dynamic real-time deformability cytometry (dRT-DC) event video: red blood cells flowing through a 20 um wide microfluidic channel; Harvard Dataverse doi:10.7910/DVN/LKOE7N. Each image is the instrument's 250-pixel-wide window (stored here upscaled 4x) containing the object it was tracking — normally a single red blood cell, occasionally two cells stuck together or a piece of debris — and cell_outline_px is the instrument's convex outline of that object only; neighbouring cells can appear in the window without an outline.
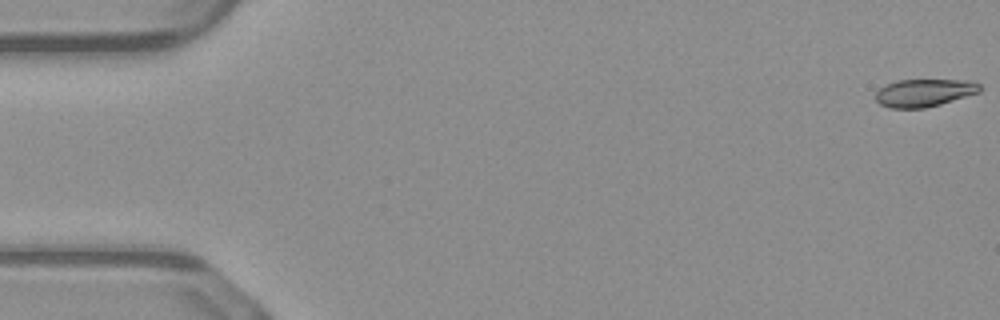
{"species": "common noctule bat (a hibernating species)", "species_latin": "Nyctalus noctula", "temperature_condition": "warm", "stored_images_in_passage": 10, "camera_frame_rate_fps": 3000, "um_per_image_px": 0.085, "animal": {"sex": "male", "body_mass_g": 23.1, "forearm_length_mm": 52.7}, "frame": {"image": 1, "passage_image": 1, "time_ms": 0.0, "image_size_px": [1000, 320], "cell_outline_px": [[980, 92], [940, 104], [924, 108], [888, 108], [880, 104], [876, 100], [876, 92], [880, 88], [896, 80], [972, 80], [980, 84]], "centroid_in_image_um": [78.56, 7.88], "position_along_channel_um": 6.4, "area_um2": 16.76}}